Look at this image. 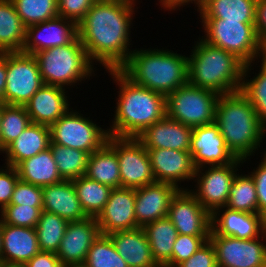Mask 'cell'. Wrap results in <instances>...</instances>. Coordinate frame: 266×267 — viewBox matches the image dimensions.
<instances>
[{"mask_svg": "<svg viewBox=\"0 0 266 267\" xmlns=\"http://www.w3.org/2000/svg\"><path fill=\"white\" fill-rule=\"evenodd\" d=\"M219 97L214 91L188 83L166 97L167 116L192 128L214 123Z\"/></svg>", "mask_w": 266, "mask_h": 267, "instance_id": "9c48e42d", "label": "cell"}, {"mask_svg": "<svg viewBox=\"0 0 266 267\" xmlns=\"http://www.w3.org/2000/svg\"><path fill=\"white\" fill-rule=\"evenodd\" d=\"M122 1H127V2H137V0H122Z\"/></svg>", "mask_w": 266, "mask_h": 267, "instance_id": "91938a15", "label": "cell"}, {"mask_svg": "<svg viewBox=\"0 0 266 267\" xmlns=\"http://www.w3.org/2000/svg\"><path fill=\"white\" fill-rule=\"evenodd\" d=\"M196 169L233 163L237 158L228 149L219 126L214 122L193 127L190 151Z\"/></svg>", "mask_w": 266, "mask_h": 267, "instance_id": "9a60e30c", "label": "cell"}, {"mask_svg": "<svg viewBox=\"0 0 266 267\" xmlns=\"http://www.w3.org/2000/svg\"><path fill=\"white\" fill-rule=\"evenodd\" d=\"M256 2L257 0H205L197 12L200 18L255 23Z\"/></svg>", "mask_w": 266, "mask_h": 267, "instance_id": "f546056e", "label": "cell"}, {"mask_svg": "<svg viewBox=\"0 0 266 267\" xmlns=\"http://www.w3.org/2000/svg\"><path fill=\"white\" fill-rule=\"evenodd\" d=\"M241 173V174H240ZM234 177L225 207L241 212L258 214V200L253 177L240 171Z\"/></svg>", "mask_w": 266, "mask_h": 267, "instance_id": "e575fe53", "label": "cell"}, {"mask_svg": "<svg viewBox=\"0 0 266 267\" xmlns=\"http://www.w3.org/2000/svg\"><path fill=\"white\" fill-rule=\"evenodd\" d=\"M3 113V103H0V128H1V117ZM0 134H1V129H0Z\"/></svg>", "mask_w": 266, "mask_h": 267, "instance_id": "6f0895ef", "label": "cell"}, {"mask_svg": "<svg viewBox=\"0 0 266 267\" xmlns=\"http://www.w3.org/2000/svg\"><path fill=\"white\" fill-rule=\"evenodd\" d=\"M77 108H71L50 126L51 142L60 146L80 149L89 155L100 149L109 137L108 129L98 125ZM104 128H102V127Z\"/></svg>", "mask_w": 266, "mask_h": 267, "instance_id": "ba28073f", "label": "cell"}, {"mask_svg": "<svg viewBox=\"0 0 266 267\" xmlns=\"http://www.w3.org/2000/svg\"><path fill=\"white\" fill-rule=\"evenodd\" d=\"M215 123L228 149L236 158L243 160V166L256 153L258 155L260 147L265 145L262 142L266 137V128L261 124L252 104L240 91L220 95Z\"/></svg>", "mask_w": 266, "mask_h": 267, "instance_id": "3957f363", "label": "cell"}, {"mask_svg": "<svg viewBox=\"0 0 266 267\" xmlns=\"http://www.w3.org/2000/svg\"><path fill=\"white\" fill-rule=\"evenodd\" d=\"M85 175L112 189L121 187L118 157L107 142L89 155Z\"/></svg>", "mask_w": 266, "mask_h": 267, "instance_id": "f1b7e54d", "label": "cell"}, {"mask_svg": "<svg viewBox=\"0 0 266 267\" xmlns=\"http://www.w3.org/2000/svg\"><path fill=\"white\" fill-rule=\"evenodd\" d=\"M260 62V65L257 64ZM259 71L254 74V64ZM253 65V66H252ZM253 72L251 73V71ZM251 74V75H250ZM250 78V79H249ZM240 92L249 100L257 112L261 124L266 128V57L260 61L245 65Z\"/></svg>", "mask_w": 266, "mask_h": 267, "instance_id": "d6a6232c", "label": "cell"}, {"mask_svg": "<svg viewBox=\"0 0 266 267\" xmlns=\"http://www.w3.org/2000/svg\"><path fill=\"white\" fill-rule=\"evenodd\" d=\"M176 267H218L216 252L211 241L208 240L192 256Z\"/></svg>", "mask_w": 266, "mask_h": 267, "instance_id": "bcb514c9", "label": "cell"}, {"mask_svg": "<svg viewBox=\"0 0 266 267\" xmlns=\"http://www.w3.org/2000/svg\"><path fill=\"white\" fill-rule=\"evenodd\" d=\"M198 39L188 55V83L219 95L240 91L245 64L224 49L207 44L200 36Z\"/></svg>", "mask_w": 266, "mask_h": 267, "instance_id": "5b68a950", "label": "cell"}, {"mask_svg": "<svg viewBox=\"0 0 266 267\" xmlns=\"http://www.w3.org/2000/svg\"><path fill=\"white\" fill-rule=\"evenodd\" d=\"M2 253V234H1V220H0V258Z\"/></svg>", "mask_w": 266, "mask_h": 267, "instance_id": "9f6ffc18", "label": "cell"}, {"mask_svg": "<svg viewBox=\"0 0 266 267\" xmlns=\"http://www.w3.org/2000/svg\"><path fill=\"white\" fill-rule=\"evenodd\" d=\"M24 267H63L54 252L39 251Z\"/></svg>", "mask_w": 266, "mask_h": 267, "instance_id": "681fc988", "label": "cell"}, {"mask_svg": "<svg viewBox=\"0 0 266 267\" xmlns=\"http://www.w3.org/2000/svg\"><path fill=\"white\" fill-rule=\"evenodd\" d=\"M6 52L0 53V103H4V90L6 87Z\"/></svg>", "mask_w": 266, "mask_h": 267, "instance_id": "f907efd6", "label": "cell"}, {"mask_svg": "<svg viewBox=\"0 0 266 267\" xmlns=\"http://www.w3.org/2000/svg\"><path fill=\"white\" fill-rule=\"evenodd\" d=\"M68 221L47 211H41L35 227L40 251L56 253L65 234Z\"/></svg>", "mask_w": 266, "mask_h": 267, "instance_id": "d590c367", "label": "cell"}, {"mask_svg": "<svg viewBox=\"0 0 266 267\" xmlns=\"http://www.w3.org/2000/svg\"><path fill=\"white\" fill-rule=\"evenodd\" d=\"M84 264L87 267H128L108 235L100 234L90 247Z\"/></svg>", "mask_w": 266, "mask_h": 267, "instance_id": "ab89813d", "label": "cell"}, {"mask_svg": "<svg viewBox=\"0 0 266 267\" xmlns=\"http://www.w3.org/2000/svg\"><path fill=\"white\" fill-rule=\"evenodd\" d=\"M27 28L58 17V0H11Z\"/></svg>", "mask_w": 266, "mask_h": 267, "instance_id": "f35d334b", "label": "cell"}, {"mask_svg": "<svg viewBox=\"0 0 266 267\" xmlns=\"http://www.w3.org/2000/svg\"><path fill=\"white\" fill-rule=\"evenodd\" d=\"M156 182L175 185L178 189H189L181 185L194 179L196 168L189 151L175 149H146Z\"/></svg>", "mask_w": 266, "mask_h": 267, "instance_id": "2e32d148", "label": "cell"}, {"mask_svg": "<svg viewBox=\"0 0 266 267\" xmlns=\"http://www.w3.org/2000/svg\"><path fill=\"white\" fill-rule=\"evenodd\" d=\"M10 204L42 207V187L18 180Z\"/></svg>", "mask_w": 266, "mask_h": 267, "instance_id": "7bdbcfd3", "label": "cell"}, {"mask_svg": "<svg viewBox=\"0 0 266 267\" xmlns=\"http://www.w3.org/2000/svg\"><path fill=\"white\" fill-rule=\"evenodd\" d=\"M97 0H58V16L79 23Z\"/></svg>", "mask_w": 266, "mask_h": 267, "instance_id": "ee69618b", "label": "cell"}, {"mask_svg": "<svg viewBox=\"0 0 266 267\" xmlns=\"http://www.w3.org/2000/svg\"><path fill=\"white\" fill-rule=\"evenodd\" d=\"M71 181L85 214L88 217H97L107 203L112 188L92 180L86 175Z\"/></svg>", "mask_w": 266, "mask_h": 267, "instance_id": "836d02e7", "label": "cell"}, {"mask_svg": "<svg viewBox=\"0 0 266 267\" xmlns=\"http://www.w3.org/2000/svg\"><path fill=\"white\" fill-rule=\"evenodd\" d=\"M58 173L63 180H73L85 175L89 154L80 149L50 143Z\"/></svg>", "mask_w": 266, "mask_h": 267, "instance_id": "8d00e7d4", "label": "cell"}, {"mask_svg": "<svg viewBox=\"0 0 266 267\" xmlns=\"http://www.w3.org/2000/svg\"><path fill=\"white\" fill-rule=\"evenodd\" d=\"M135 188L111 190L107 203L96 217L102 235L138 228L135 219Z\"/></svg>", "mask_w": 266, "mask_h": 267, "instance_id": "ac0fdd59", "label": "cell"}, {"mask_svg": "<svg viewBox=\"0 0 266 267\" xmlns=\"http://www.w3.org/2000/svg\"><path fill=\"white\" fill-rule=\"evenodd\" d=\"M0 267H24L23 265H15V264H6L0 262Z\"/></svg>", "mask_w": 266, "mask_h": 267, "instance_id": "db71d44e", "label": "cell"}, {"mask_svg": "<svg viewBox=\"0 0 266 267\" xmlns=\"http://www.w3.org/2000/svg\"><path fill=\"white\" fill-rule=\"evenodd\" d=\"M136 3L97 0L78 23V37L94 66L119 70L127 62L133 51L130 35L138 11Z\"/></svg>", "mask_w": 266, "mask_h": 267, "instance_id": "6da1fadb", "label": "cell"}, {"mask_svg": "<svg viewBox=\"0 0 266 267\" xmlns=\"http://www.w3.org/2000/svg\"><path fill=\"white\" fill-rule=\"evenodd\" d=\"M6 71L4 104L25 106L44 85L34 55L6 52Z\"/></svg>", "mask_w": 266, "mask_h": 267, "instance_id": "8fae6325", "label": "cell"}, {"mask_svg": "<svg viewBox=\"0 0 266 267\" xmlns=\"http://www.w3.org/2000/svg\"><path fill=\"white\" fill-rule=\"evenodd\" d=\"M63 267H87V266L84 263H82V264H69Z\"/></svg>", "mask_w": 266, "mask_h": 267, "instance_id": "11a10c76", "label": "cell"}, {"mask_svg": "<svg viewBox=\"0 0 266 267\" xmlns=\"http://www.w3.org/2000/svg\"><path fill=\"white\" fill-rule=\"evenodd\" d=\"M119 70L135 84L167 97L188 84V55L164 48H133Z\"/></svg>", "mask_w": 266, "mask_h": 267, "instance_id": "277c9868", "label": "cell"}, {"mask_svg": "<svg viewBox=\"0 0 266 267\" xmlns=\"http://www.w3.org/2000/svg\"><path fill=\"white\" fill-rule=\"evenodd\" d=\"M205 0H173V11L177 13V10L180 8L185 7V5L194 4L195 8L197 7V11L202 7Z\"/></svg>", "mask_w": 266, "mask_h": 267, "instance_id": "816d5d0a", "label": "cell"}, {"mask_svg": "<svg viewBox=\"0 0 266 267\" xmlns=\"http://www.w3.org/2000/svg\"><path fill=\"white\" fill-rule=\"evenodd\" d=\"M179 189L170 183L154 182L135 188V219L138 227L167 217L172 197Z\"/></svg>", "mask_w": 266, "mask_h": 267, "instance_id": "44dd1931", "label": "cell"}, {"mask_svg": "<svg viewBox=\"0 0 266 267\" xmlns=\"http://www.w3.org/2000/svg\"><path fill=\"white\" fill-rule=\"evenodd\" d=\"M138 1V0H137ZM159 8H163L164 11H173V0H158Z\"/></svg>", "mask_w": 266, "mask_h": 267, "instance_id": "f5cc1de1", "label": "cell"}, {"mask_svg": "<svg viewBox=\"0 0 266 267\" xmlns=\"http://www.w3.org/2000/svg\"><path fill=\"white\" fill-rule=\"evenodd\" d=\"M100 234L96 217L69 222L56 252L63 266L84 263L90 247Z\"/></svg>", "mask_w": 266, "mask_h": 267, "instance_id": "ffe728a7", "label": "cell"}, {"mask_svg": "<svg viewBox=\"0 0 266 267\" xmlns=\"http://www.w3.org/2000/svg\"><path fill=\"white\" fill-rule=\"evenodd\" d=\"M199 21L205 34L200 37L203 41L233 54L245 65L266 57L254 23L221 18H201Z\"/></svg>", "mask_w": 266, "mask_h": 267, "instance_id": "52a82bcc", "label": "cell"}, {"mask_svg": "<svg viewBox=\"0 0 266 267\" xmlns=\"http://www.w3.org/2000/svg\"><path fill=\"white\" fill-rule=\"evenodd\" d=\"M261 162H257V168L255 167L253 171L249 173L253 177L257 200H258V214L266 219V160L260 156Z\"/></svg>", "mask_w": 266, "mask_h": 267, "instance_id": "7dc6e473", "label": "cell"}, {"mask_svg": "<svg viewBox=\"0 0 266 267\" xmlns=\"http://www.w3.org/2000/svg\"><path fill=\"white\" fill-rule=\"evenodd\" d=\"M262 150H264L263 154H262L263 155L262 157L266 160V148L263 149V146H262Z\"/></svg>", "mask_w": 266, "mask_h": 267, "instance_id": "680465c9", "label": "cell"}, {"mask_svg": "<svg viewBox=\"0 0 266 267\" xmlns=\"http://www.w3.org/2000/svg\"><path fill=\"white\" fill-rule=\"evenodd\" d=\"M167 217L178 234L210 236L211 214L188 189H179L172 197Z\"/></svg>", "mask_w": 266, "mask_h": 267, "instance_id": "5bb4252c", "label": "cell"}, {"mask_svg": "<svg viewBox=\"0 0 266 267\" xmlns=\"http://www.w3.org/2000/svg\"><path fill=\"white\" fill-rule=\"evenodd\" d=\"M143 229L150 243L154 260L160 267H163L172 257L178 231L168 217L150 222Z\"/></svg>", "mask_w": 266, "mask_h": 267, "instance_id": "1f68e13d", "label": "cell"}, {"mask_svg": "<svg viewBox=\"0 0 266 267\" xmlns=\"http://www.w3.org/2000/svg\"><path fill=\"white\" fill-rule=\"evenodd\" d=\"M50 142V127L31 123L17 139L3 150L4 164L16 167L23 160L49 148Z\"/></svg>", "mask_w": 266, "mask_h": 267, "instance_id": "4316f807", "label": "cell"}, {"mask_svg": "<svg viewBox=\"0 0 266 267\" xmlns=\"http://www.w3.org/2000/svg\"><path fill=\"white\" fill-rule=\"evenodd\" d=\"M255 12L254 25L261 47L266 55V0H257Z\"/></svg>", "mask_w": 266, "mask_h": 267, "instance_id": "c3c4849f", "label": "cell"}, {"mask_svg": "<svg viewBox=\"0 0 266 267\" xmlns=\"http://www.w3.org/2000/svg\"><path fill=\"white\" fill-rule=\"evenodd\" d=\"M193 128L184 125L167 115L147 127L137 139L145 149H175L190 151Z\"/></svg>", "mask_w": 266, "mask_h": 267, "instance_id": "603a6c76", "label": "cell"}, {"mask_svg": "<svg viewBox=\"0 0 266 267\" xmlns=\"http://www.w3.org/2000/svg\"><path fill=\"white\" fill-rule=\"evenodd\" d=\"M19 180L44 187L62 182L51 148L27 158L16 166Z\"/></svg>", "mask_w": 266, "mask_h": 267, "instance_id": "83f0119b", "label": "cell"}, {"mask_svg": "<svg viewBox=\"0 0 266 267\" xmlns=\"http://www.w3.org/2000/svg\"><path fill=\"white\" fill-rule=\"evenodd\" d=\"M4 166L0 168V211L10 204L19 175L16 167Z\"/></svg>", "mask_w": 266, "mask_h": 267, "instance_id": "f6af8a7d", "label": "cell"}, {"mask_svg": "<svg viewBox=\"0 0 266 267\" xmlns=\"http://www.w3.org/2000/svg\"><path fill=\"white\" fill-rule=\"evenodd\" d=\"M119 91L108 133L137 138L147 127L167 115L166 97L132 82L120 70H107Z\"/></svg>", "mask_w": 266, "mask_h": 267, "instance_id": "7a4b0ae2", "label": "cell"}, {"mask_svg": "<svg viewBox=\"0 0 266 267\" xmlns=\"http://www.w3.org/2000/svg\"><path fill=\"white\" fill-rule=\"evenodd\" d=\"M218 267H266V232L254 239L210 235Z\"/></svg>", "mask_w": 266, "mask_h": 267, "instance_id": "4fadbf2b", "label": "cell"}, {"mask_svg": "<svg viewBox=\"0 0 266 267\" xmlns=\"http://www.w3.org/2000/svg\"><path fill=\"white\" fill-rule=\"evenodd\" d=\"M34 57L43 83L66 90L92 79L98 70L90 62L79 37L68 45L39 51Z\"/></svg>", "mask_w": 266, "mask_h": 267, "instance_id": "8992f818", "label": "cell"}, {"mask_svg": "<svg viewBox=\"0 0 266 267\" xmlns=\"http://www.w3.org/2000/svg\"><path fill=\"white\" fill-rule=\"evenodd\" d=\"M209 240V236L178 234L173 245L172 257L163 267H176L192 256Z\"/></svg>", "mask_w": 266, "mask_h": 267, "instance_id": "b9f144b4", "label": "cell"}, {"mask_svg": "<svg viewBox=\"0 0 266 267\" xmlns=\"http://www.w3.org/2000/svg\"><path fill=\"white\" fill-rule=\"evenodd\" d=\"M107 143L118 157L121 187L139 188L155 182L148 152L137 138L109 135Z\"/></svg>", "mask_w": 266, "mask_h": 267, "instance_id": "7c38bea8", "label": "cell"}, {"mask_svg": "<svg viewBox=\"0 0 266 267\" xmlns=\"http://www.w3.org/2000/svg\"><path fill=\"white\" fill-rule=\"evenodd\" d=\"M243 160L220 166H205L196 169L194 188L188 189L201 205L212 215L217 209L225 207L234 177L242 171Z\"/></svg>", "mask_w": 266, "mask_h": 267, "instance_id": "30bf717a", "label": "cell"}, {"mask_svg": "<svg viewBox=\"0 0 266 267\" xmlns=\"http://www.w3.org/2000/svg\"><path fill=\"white\" fill-rule=\"evenodd\" d=\"M42 210V207L9 204L0 211V220L12 226L35 228Z\"/></svg>", "mask_w": 266, "mask_h": 267, "instance_id": "60d3db41", "label": "cell"}, {"mask_svg": "<svg viewBox=\"0 0 266 267\" xmlns=\"http://www.w3.org/2000/svg\"><path fill=\"white\" fill-rule=\"evenodd\" d=\"M128 267H160L153 258L143 227L108 235Z\"/></svg>", "mask_w": 266, "mask_h": 267, "instance_id": "484cf974", "label": "cell"}, {"mask_svg": "<svg viewBox=\"0 0 266 267\" xmlns=\"http://www.w3.org/2000/svg\"><path fill=\"white\" fill-rule=\"evenodd\" d=\"M26 27L11 0H0V53L22 52Z\"/></svg>", "mask_w": 266, "mask_h": 267, "instance_id": "4dcf8cb0", "label": "cell"}, {"mask_svg": "<svg viewBox=\"0 0 266 267\" xmlns=\"http://www.w3.org/2000/svg\"><path fill=\"white\" fill-rule=\"evenodd\" d=\"M42 208L43 211L54 213L68 222L88 217L81 207L71 180L42 187Z\"/></svg>", "mask_w": 266, "mask_h": 267, "instance_id": "d4e9b609", "label": "cell"}, {"mask_svg": "<svg viewBox=\"0 0 266 267\" xmlns=\"http://www.w3.org/2000/svg\"><path fill=\"white\" fill-rule=\"evenodd\" d=\"M31 124L30 117L24 106L8 105L3 103L0 134V154L17 139Z\"/></svg>", "mask_w": 266, "mask_h": 267, "instance_id": "74e56055", "label": "cell"}, {"mask_svg": "<svg viewBox=\"0 0 266 267\" xmlns=\"http://www.w3.org/2000/svg\"><path fill=\"white\" fill-rule=\"evenodd\" d=\"M1 234L2 263L25 265L40 251L35 228L12 226L1 221Z\"/></svg>", "mask_w": 266, "mask_h": 267, "instance_id": "cb8c5ba5", "label": "cell"}, {"mask_svg": "<svg viewBox=\"0 0 266 267\" xmlns=\"http://www.w3.org/2000/svg\"><path fill=\"white\" fill-rule=\"evenodd\" d=\"M64 88L44 84L24 106L31 123L51 126L70 109V96Z\"/></svg>", "mask_w": 266, "mask_h": 267, "instance_id": "7402d4cb", "label": "cell"}, {"mask_svg": "<svg viewBox=\"0 0 266 267\" xmlns=\"http://www.w3.org/2000/svg\"><path fill=\"white\" fill-rule=\"evenodd\" d=\"M211 226L210 235L254 239L266 232V219L259 214L221 207L211 215Z\"/></svg>", "mask_w": 266, "mask_h": 267, "instance_id": "d6986e66", "label": "cell"}, {"mask_svg": "<svg viewBox=\"0 0 266 267\" xmlns=\"http://www.w3.org/2000/svg\"><path fill=\"white\" fill-rule=\"evenodd\" d=\"M78 37V24L63 17L31 25L26 28L22 53L34 55L39 51L68 45Z\"/></svg>", "mask_w": 266, "mask_h": 267, "instance_id": "e0dca14e", "label": "cell"}]
</instances>
